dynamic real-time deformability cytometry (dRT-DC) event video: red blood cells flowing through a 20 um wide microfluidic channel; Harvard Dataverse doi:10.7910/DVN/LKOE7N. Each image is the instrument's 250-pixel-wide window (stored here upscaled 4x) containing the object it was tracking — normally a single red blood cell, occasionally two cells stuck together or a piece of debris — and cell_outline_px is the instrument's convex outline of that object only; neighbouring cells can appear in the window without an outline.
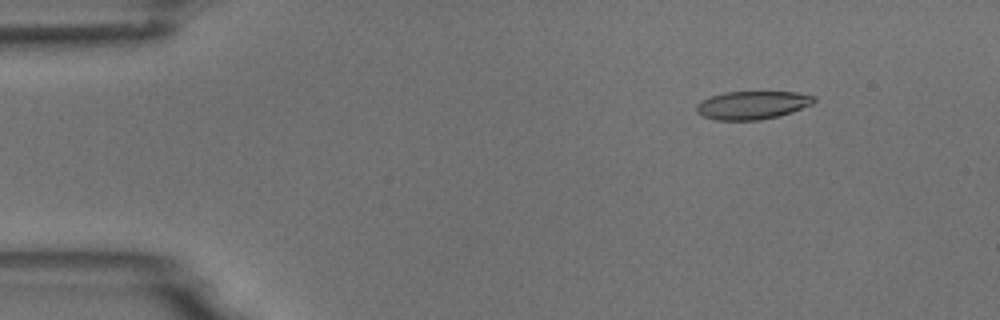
{"species": "common noctule bat (a hibernating species)", "species_latin": "Nyctalus noctula", "temperature_condition": "room temperature", "stored_images_in_passage": 54, "camera_frame_rate_fps": 3000, "um_per_image_px": 0.085, "animal": {"sex": "male", "body_mass_g": 18.8}, "frame": {"image": 1, "passage_image": 7, "time_ms": 2.0, "image_size_px": [1000, 320], "cell_outline_px": [[816, 100], [812, 104], [792, 112], [780, 116], [760, 120], [716, 120], [704, 116], [696, 112], [696, 104], [712, 96], [724, 92], [796, 92], [816, 96]], "centroid_in_image_um": [63.98, 8.94], "position_along_channel_um": 21.0, "area_um2": 19.31}}
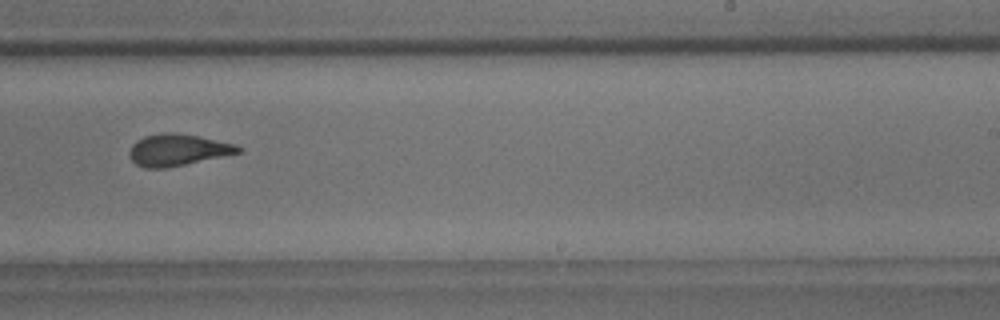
{"frame": {"image": 2, "passage_image": 34, "time_ms": 11.0, "image_size_px": [1000, 320], "cell_outline_px": [[244, 148], [240, 152], [184, 164], [164, 168], [144, 168], [136, 164], [128, 156], [128, 152], [132, 144], [136, 140], [144, 136], [164, 132], [172, 132], [196, 136], [236, 144]], "centroid_in_image_um": [15.05, 12.74], "position_along_channel_um": 274.0, "area_um2": 19.88}}
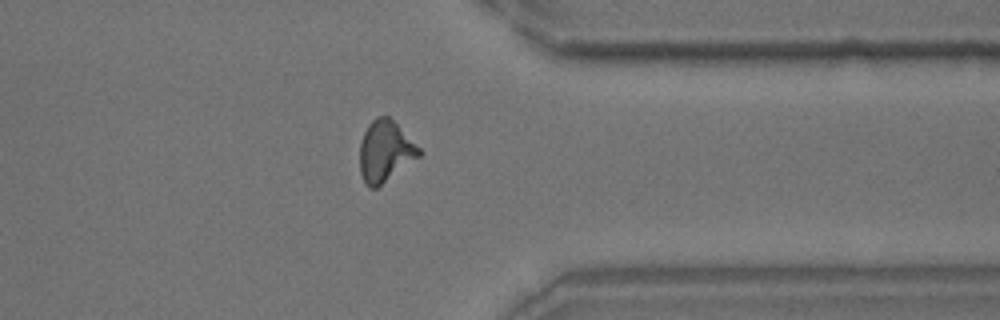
{"frame": {"image": 3, "passage_image": 43, "time_ms": 14.0, "image_size_px": [1000, 320], "cell_outline_px": [[420, 156], [376, 188], [368, 188], [360, 172], [360, 144], [364, 132], [368, 124], [376, 116], [388, 116], [420, 148]], "centroid_in_image_um": [32.72, 12.86], "position_along_channel_um": 378.7, "area_um2": 20.75}, "authors_computed_cell_mechanics": {"area_um2": 20.1722, "velocity_mm_per_s": 3.7174, "shape_relaxation_time_tau1_ms": 6.7942, "shape_relaxation_time_tau2_ms": 1.6247, "deformation_change_tau1": 0.2077, "deformation_change_tau2": 0.1045}}